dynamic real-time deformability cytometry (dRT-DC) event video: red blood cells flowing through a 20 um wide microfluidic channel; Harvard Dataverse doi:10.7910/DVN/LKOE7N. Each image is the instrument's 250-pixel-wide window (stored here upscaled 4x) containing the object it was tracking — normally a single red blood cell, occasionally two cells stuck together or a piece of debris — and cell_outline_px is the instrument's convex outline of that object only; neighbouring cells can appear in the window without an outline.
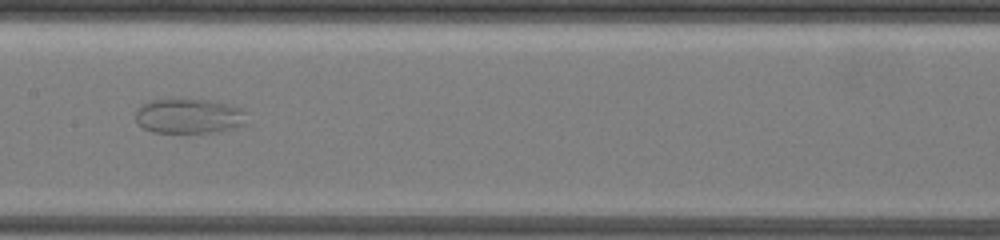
{"species": "common noctule bat (a hibernating species)", "species_latin": "Nyctalus noctula", "temperature_condition": "warm", "stored_images_in_passage": 34, "camera_frame_rate_fps": 3000, "um_per_image_px": 0.085, "animal": {"sex": "female", "body_mass_g": 19.5, "forearm_length_mm": 54.1}, "frame": {"image": 1, "passage_image": 16, "time_ms": 7.0, "image_size_px": [1000, 240], "cell_outline_px": [[244, 124], [236, 128], [220, 132], [152, 132], [144, 128], [136, 120], [136, 112], [148, 100], [208, 100], [240, 108], [244, 112]], "centroid_in_image_um": [16.06, 9.89], "position_along_channel_um": 191.3, "area_um2": 22.08}}
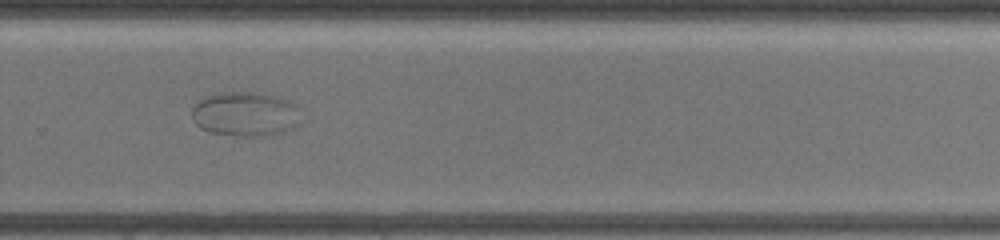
{"frame": {"image": 2, "passage_image": 21, "time_ms": 10.333, "image_size_px": [1000, 240], "cell_outline_px": [[296, 124], [292, 128], [280, 132], [260, 136], [240, 136], [208, 132], [200, 128], [192, 120], [192, 108], [204, 96], [216, 92], [256, 92], [272, 96], [296, 104]], "centroid_in_image_um": [20.73, 9.69], "position_along_channel_um": 309.1, "area_um2": 27.8}}
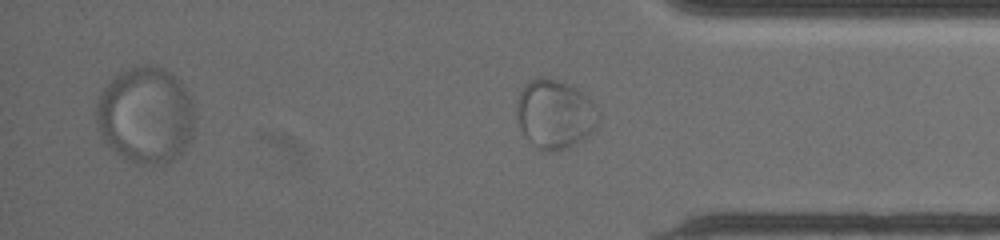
{"frame": {"image": 3, "passage_image": 29, "time_ms": 12.667, "image_size_px": [1000, 240], "cell_outline_px": [[600, 116], [596, 124], [588, 136], [584, 140], [568, 148], [552, 152], [544, 152], [528, 140], [524, 136], [520, 128], [516, 116], [516, 104], [520, 92], [524, 84], [528, 80], [548, 76], [568, 84], [576, 88], [592, 100], [600, 112]], "centroid_in_image_um": [47.16, 9.7], "position_along_channel_um": 388.0, "area_um2": 33.41}}